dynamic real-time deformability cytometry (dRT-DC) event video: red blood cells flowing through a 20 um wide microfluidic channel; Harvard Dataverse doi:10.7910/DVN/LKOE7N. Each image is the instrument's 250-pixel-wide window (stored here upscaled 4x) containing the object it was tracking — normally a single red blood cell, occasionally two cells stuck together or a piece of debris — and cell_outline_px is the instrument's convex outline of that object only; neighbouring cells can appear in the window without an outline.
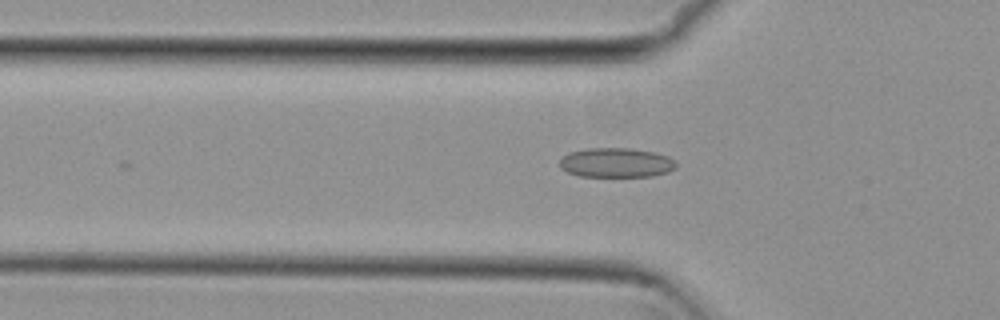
{"species": "common noctule bat (a hibernating species)", "species_latin": "Nyctalus noctula", "temperature_condition": "cold", "stored_images_in_passage": 24, "camera_frame_rate_fps": 3000, "um_per_image_px": 0.085, "animal": {"sex": "female", "body_mass_g": 29.2, "forearm_length_mm": 56.3}, "frame": {"image": 1, "passage_image": 2, "time_ms": 0.333, "image_size_px": [1000, 320], "cell_outline_px": [[676, 168], [668, 172], [652, 176], [580, 176], [568, 172], [560, 168], [560, 160], [568, 152], [588, 148], [632, 148], [656, 152], [668, 156], [676, 160]], "centroid_in_image_um": [52.41, 13.81], "position_along_channel_um": 73.4, "area_um2": 20.17}}
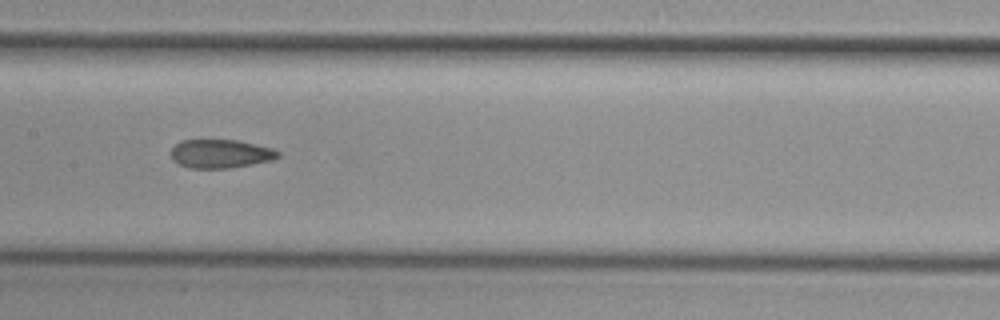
{"frame": {"image": 2, "passage_image": 11, "time_ms": 3.333, "image_size_px": [1000, 320], "cell_outline_px": [[280, 156], [272, 160], [252, 164], [228, 168], [188, 168], [172, 160], [172, 148], [180, 140], [240, 140], [272, 148], [280, 152]], "centroid_in_image_um": [18.76, 13.06], "position_along_channel_um": 188.6, "area_um2": 17.86}}
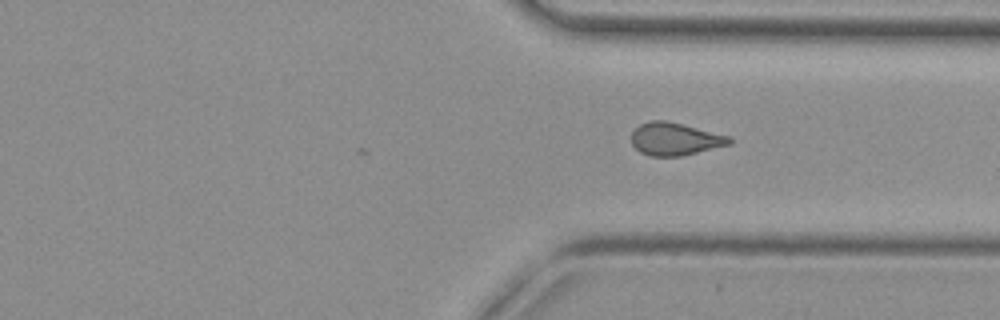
{"frame": {"image": 3, "passage_image": 24, "time_ms": 7.667, "image_size_px": [1000, 320], "cell_outline_px": [[732, 144], [680, 156], [652, 156], [640, 152], [632, 144], [632, 132], [640, 124], [652, 120], [664, 120], [732, 136]], "centroid_in_image_um": [57.4, 11.81], "position_along_channel_um": 354.0, "area_um2": 18.55}}